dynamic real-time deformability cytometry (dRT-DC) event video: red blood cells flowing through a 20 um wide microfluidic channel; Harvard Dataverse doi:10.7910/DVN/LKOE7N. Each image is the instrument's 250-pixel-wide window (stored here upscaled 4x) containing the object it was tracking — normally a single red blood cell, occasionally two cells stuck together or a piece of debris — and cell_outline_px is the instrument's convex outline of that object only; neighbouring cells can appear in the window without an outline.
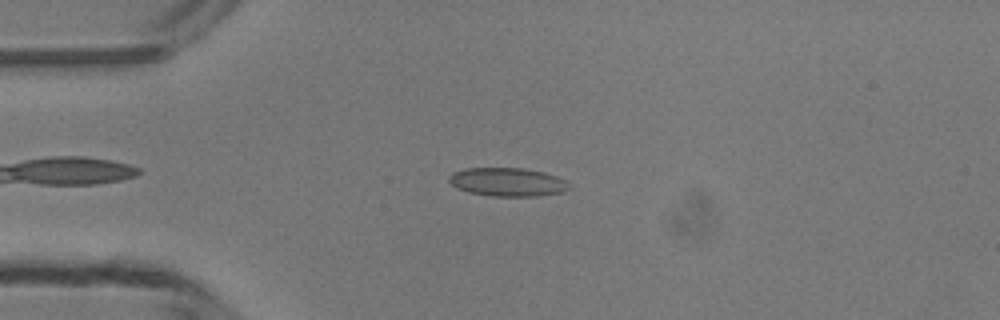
{"species": "common noctule bat (a hibernating species)", "species_latin": "Nyctalus noctula", "temperature_condition": "room temperature", "stored_images_in_passage": 44, "camera_frame_rate_fps": 3000, "um_per_image_px": 0.085, "animal": {"sex": "male", "body_mass_g": 13.3}, "frame": {"image": 1, "passage_image": 7, "time_ms": 2.0, "image_size_px": [1000, 320], "cell_outline_px": [[568, 188], [564, 192], [536, 196], [492, 196], [468, 192], [456, 188], [448, 180], [448, 176], [452, 172], [464, 168], [524, 168], [544, 172], [556, 176], [564, 180]], "centroid_in_image_um": [43.08, 15.46], "position_along_channel_um": 41.9, "area_um2": 19.94}}
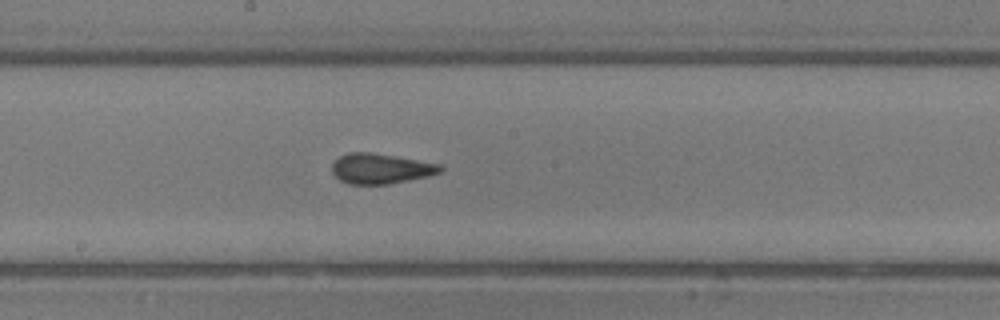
{"frame": {"image": 2, "passage_image": 21, "time_ms": 6.667, "image_size_px": [1000, 320], "cell_outline_px": [[444, 168], [440, 172], [428, 176], [388, 184], [348, 184], [340, 180], [332, 172], [332, 164], [340, 156], [348, 152], [368, 152], [396, 156], [440, 164]], "centroid_in_image_um": [32.35, 14.33], "position_along_channel_um": 215.9, "area_um2": 18.96}}
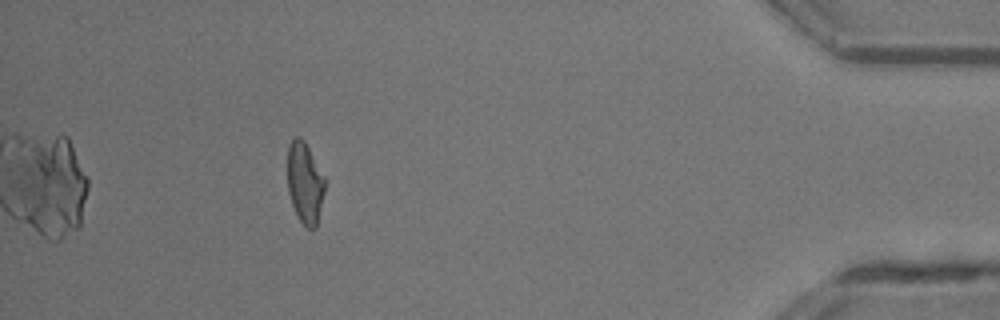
{"frame": {"image": 3, "passage_image": 39, "time_ms": 12.667, "image_size_px": [1000, 320], "cell_outline_px": [[324, 192], [316, 228], [308, 228], [296, 216], [288, 192], [288, 144], [296, 136], [300, 136], [304, 140], [324, 176]], "centroid_in_image_um": [25.9, 15.53], "position_along_channel_um": 409.3, "area_um2": 17.51}, "authors_computed_cell_mechanics": {"area_um2": 18.8717, "velocity_mm_per_s": 4.2157, "shape_relaxation_time_tau1_ms": 9.5081, "shape_relaxation_time_tau2_ms": 1.115, "deformation_change_tau1": 0.1705, "deformation_change_tau2": 0.0869}}